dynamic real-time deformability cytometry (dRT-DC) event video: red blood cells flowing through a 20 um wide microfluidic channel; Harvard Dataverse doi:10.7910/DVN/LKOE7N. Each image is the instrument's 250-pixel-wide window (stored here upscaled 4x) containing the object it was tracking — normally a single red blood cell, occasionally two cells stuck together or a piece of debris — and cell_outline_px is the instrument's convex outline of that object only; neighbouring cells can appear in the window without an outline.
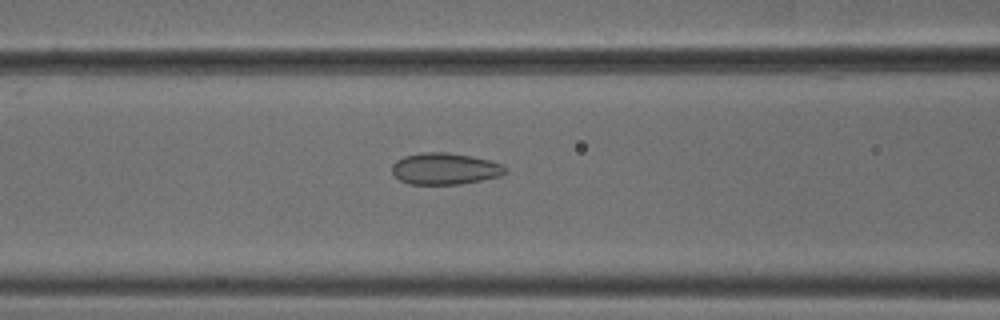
{"species": "common noctule bat (a hibernating species)", "species_latin": "Nyctalus noctula", "temperature_condition": "cold", "stored_images_in_passage": 41, "camera_frame_rate_fps": 3000, "um_per_image_px": 0.085, "animal": {"sex": "male", "body_mass_g": 18.8}, "frame": {"image": 1, "passage_image": 10, "time_ms": 3.0, "image_size_px": [1000, 320], "cell_outline_px": [[508, 172], [500, 176], [460, 184], [408, 184], [400, 180], [392, 172], [392, 164], [396, 160], [404, 156], [420, 152], [448, 152], [472, 156], [504, 164]], "centroid_in_image_um": [37.82, 14.33], "position_along_channel_um": 128.8, "area_um2": 20.98}}
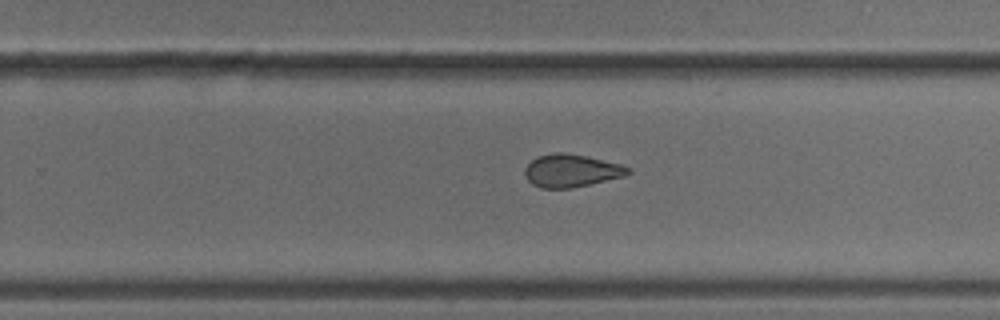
{"frame": {"image": 2, "passage_image": 22, "time_ms": 7.0, "image_size_px": [1000, 320], "cell_outline_px": [[632, 172], [624, 176], [572, 188], [540, 188], [532, 184], [524, 176], [524, 168], [536, 156], [556, 152], [564, 152], [588, 156], [620, 164], [628, 168]], "centroid_in_image_um": [48.52, 14.5], "position_along_channel_um": 281.3, "area_um2": 19.77}}
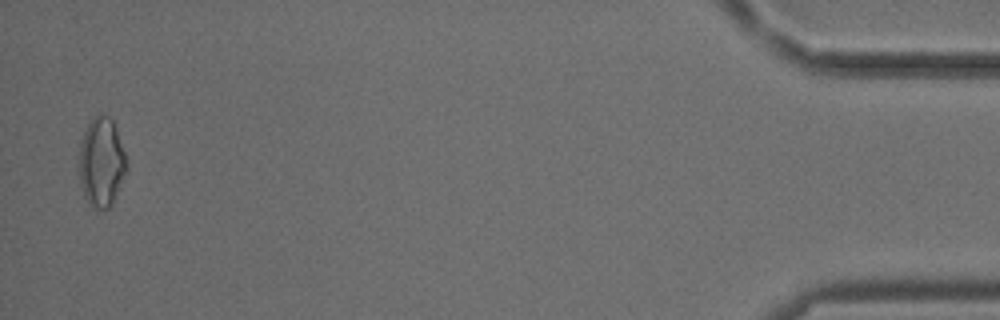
{"frame": {"image": 3, "passage_image": 40, "time_ms": 13.0, "image_size_px": [1000, 320], "cell_outline_px": [[128, 168], [112, 204], [108, 208], [92, 208], [84, 196], [80, 184], [76, 164], [80, 140], [88, 124], [100, 112], [108, 116], [112, 120], [116, 128], [128, 164]], "centroid_in_image_um": [8.58, 13.79], "position_along_channel_um": 426.6, "area_um2": 25.2}, "authors_computed_cell_mechanics": {"area_um2": 20.4612, "velocity_mm_per_s": 3.8137, "shape_relaxation_time_tau1_ms": null, "shape_relaxation_time_tau2_ms": 1.979, "deformation_change_tau1": null, "deformation_change_tau2": 0.0758}}